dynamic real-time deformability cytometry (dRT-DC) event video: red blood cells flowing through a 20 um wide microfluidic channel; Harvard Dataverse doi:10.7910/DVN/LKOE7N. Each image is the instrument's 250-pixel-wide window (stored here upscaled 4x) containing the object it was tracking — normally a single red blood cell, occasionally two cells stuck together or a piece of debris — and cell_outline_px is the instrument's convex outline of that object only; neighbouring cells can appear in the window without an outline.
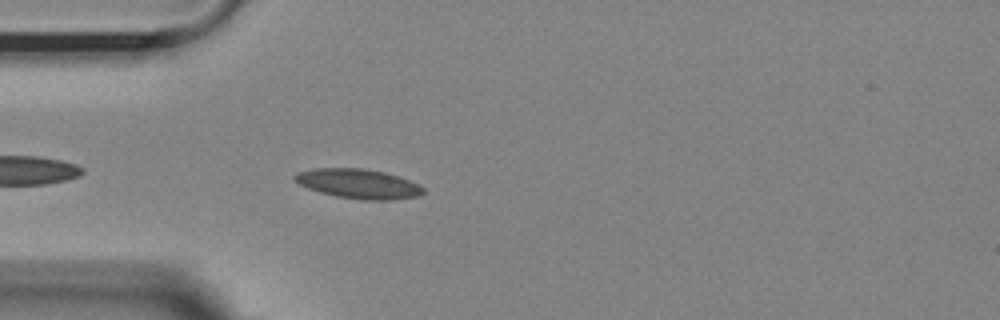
{"species": "Egyptian fruit bat (a non-hibernating species)", "species_latin": "Rousettus aegyptiacus", "temperature_condition": "room temperature", "stored_images_in_passage": 30, "camera_frame_rate_fps": 3000, "um_per_image_px": 0.085, "animal": {"sex": "female"}, "frame": {"image": 1, "passage_image": 4, "time_ms": 1.0, "image_size_px": [1000, 320], "cell_outline_px": [[424, 192], [420, 196], [392, 200], [364, 200], [336, 196], [320, 192], [308, 188], [292, 180], [292, 176], [300, 172], [316, 168], [364, 168], [384, 172], [420, 184], [424, 188]], "centroid_in_image_um": [30.48, 15.62], "position_along_channel_um": 54.5, "area_um2": 22.14}}
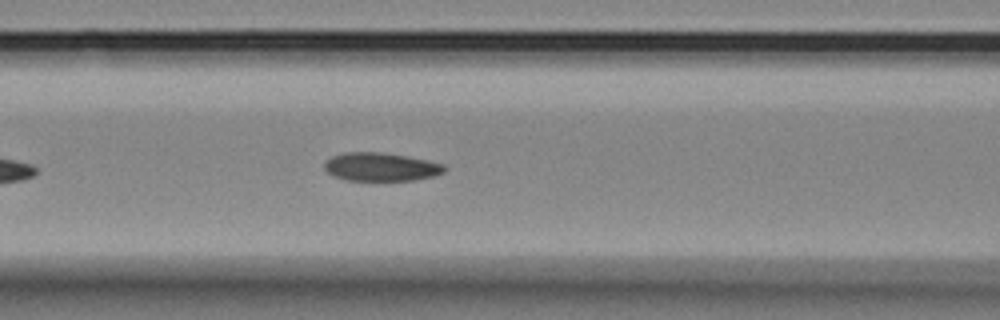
{"frame": {"image": 2, "passage_image": 11, "time_ms": 3.333, "image_size_px": [1000, 320], "cell_outline_px": [[448, 168], [444, 172], [436, 176], [416, 180], [344, 180], [328, 172], [324, 168], [324, 164], [332, 156], [344, 152], [380, 152], [408, 156], [428, 160], [444, 164]], "centroid_in_image_um": [32.44, 14.18], "position_along_channel_um": 134.2, "area_um2": 19.94}}
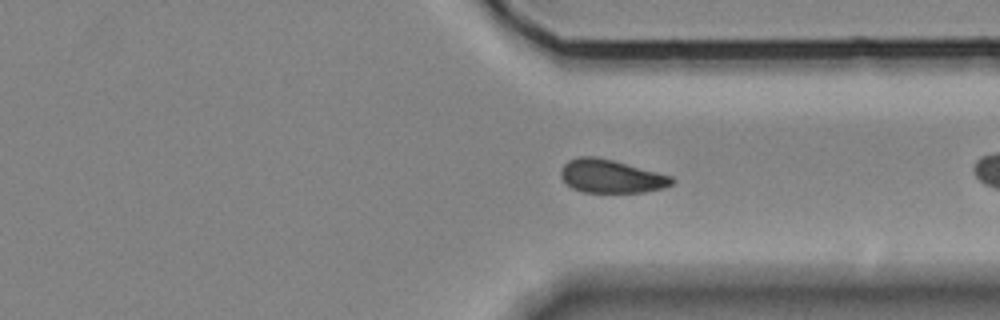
{"frame": {"image": 3, "passage_image": 27, "time_ms": 8.667, "image_size_px": [1000, 320], "cell_outline_px": [[676, 180], [672, 184], [664, 188], [644, 192], [584, 192], [572, 188], [560, 176], [560, 172], [564, 164], [568, 160], [580, 156], [592, 156], [612, 160], [672, 176]], "centroid_in_image_um": [51.95, 14.99], "position_along_channel_um": 359.5, "area_um2": 21.39}}